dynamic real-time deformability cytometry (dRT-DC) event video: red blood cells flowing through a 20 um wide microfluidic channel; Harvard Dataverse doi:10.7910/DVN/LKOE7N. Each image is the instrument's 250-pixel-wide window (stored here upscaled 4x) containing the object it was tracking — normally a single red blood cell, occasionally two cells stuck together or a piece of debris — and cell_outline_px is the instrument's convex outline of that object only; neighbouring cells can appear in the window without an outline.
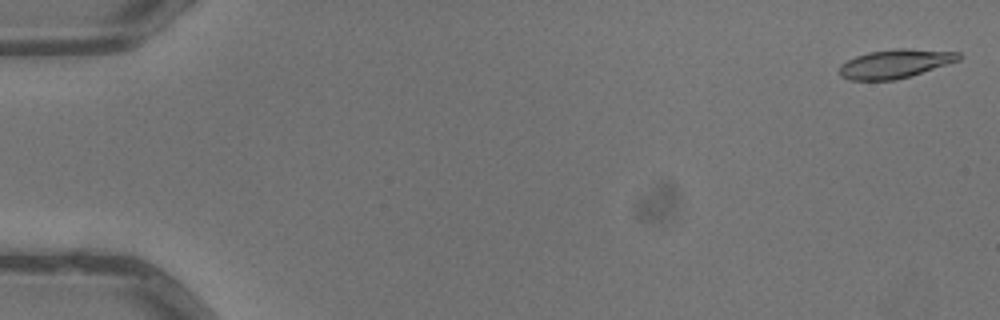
{"species": "common noctule bat (a hibernating species)", "species_latin": "Nyctalus noctula", "temperature_condition": "warm", "stored_images_in_passage": 3, "camera_frame_rate_fps": 3000, "um_per_image_px": 0.085, "animal": {"sex": "male", "body_mass_g": 13.3}, "frame": {"image": 1, "passage_image": 1, "time_ms": 0.0, "image_size_px": [1000, 320], "cell_outline_px": [[964, 56], [960, 60], [912, 76], [896, 80], [848, 80], [840, 76], [840, 64], [856, 56], [868, 52], [900, 48], [904, 48], [960, 52]], "centroid_in_image_um": [76.12, 5.42], "position_along_channel_um": 8.9, "area_um2": 20.17}}